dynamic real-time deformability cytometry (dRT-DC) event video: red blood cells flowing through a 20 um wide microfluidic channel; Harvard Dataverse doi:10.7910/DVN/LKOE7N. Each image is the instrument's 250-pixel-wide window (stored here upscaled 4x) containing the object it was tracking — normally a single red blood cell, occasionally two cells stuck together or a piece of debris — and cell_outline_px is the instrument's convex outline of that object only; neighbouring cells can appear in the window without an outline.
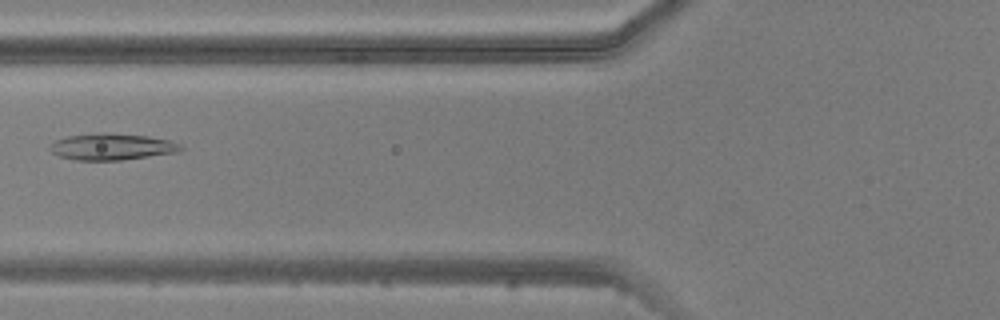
{"species": "common noctule bat (a hibernating species)", "species_latin": "Nyctalus noctula", "temperature_condition": "warm", "stored_images_in_passage": 5, "camera_frame_rate_fps": 3000, "um_per_image_px": 0.085, "animal": {"sex": "male", "body_mass_g": 20.5, "forearm_length_mm": 52.5}, "frame": {"image": 1, "passage_image": 5, "time_ms": 5.333, "image_size_px": [1000, 320], "cell_outline_px": [[184, 148], [176, 152], [120, 160], [76, 160], [60, 156], [52, 152], [48, 148], [56, 140], [68, 136], [96, 132], [148, 136], [168, 140], [180, 144]], "centroid_in_image_um": [9.48, 12.47], "position_along_channel_um": 116.3, "area_um2": 19.94}}